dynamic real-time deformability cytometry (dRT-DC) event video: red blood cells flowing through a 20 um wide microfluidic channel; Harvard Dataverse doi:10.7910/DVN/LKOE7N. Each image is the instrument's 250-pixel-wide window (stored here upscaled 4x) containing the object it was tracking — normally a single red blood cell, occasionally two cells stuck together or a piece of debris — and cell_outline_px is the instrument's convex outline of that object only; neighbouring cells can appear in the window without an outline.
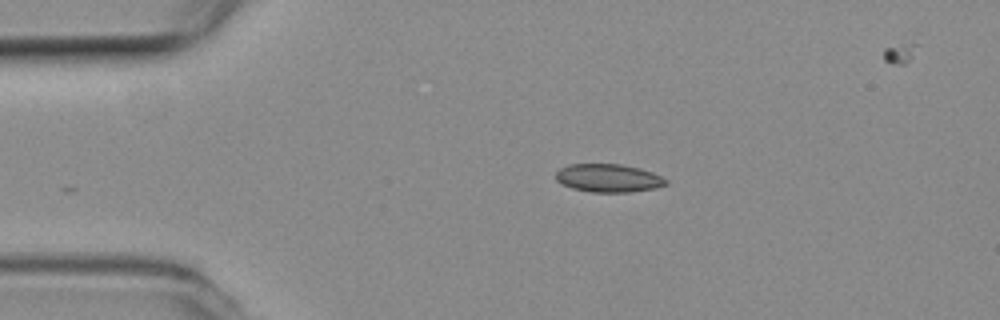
{"species": "common noctule bat (a hibernating species)", "species_latin": "Nyctalus noctula", "temperature_condition": "room temperature", "stored_images_in_passage": 6, "camera_frame_rate_fps": 3000, "um_per_image_px": 0.085, "animal": {"sex": "female", "body_mass_g": 19.3, "forearm_length_mm": 54.1}, "frame": {"image": 1, "passage_image": 1, "time_ms": 0.0, "image_size_px": [1000, 320], "cell_outline_px": [[668, 184], [656, 188], [628, 192], [592, 192], [572, 188], [556, 180], [556, 172], [560, 168], [568, 164], [624, 164], [640, 168], [652, 172], [668, 180]], "centroid_in_image_um": [51.73, 15.13], "position_along_channel_um": 33.3, "area_um2": 18.09}}